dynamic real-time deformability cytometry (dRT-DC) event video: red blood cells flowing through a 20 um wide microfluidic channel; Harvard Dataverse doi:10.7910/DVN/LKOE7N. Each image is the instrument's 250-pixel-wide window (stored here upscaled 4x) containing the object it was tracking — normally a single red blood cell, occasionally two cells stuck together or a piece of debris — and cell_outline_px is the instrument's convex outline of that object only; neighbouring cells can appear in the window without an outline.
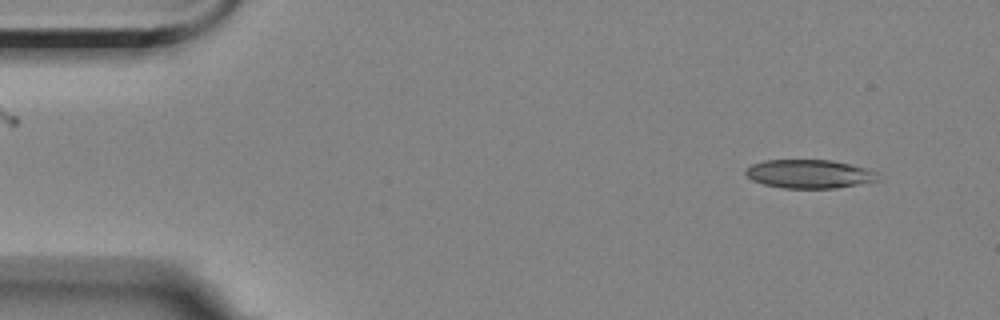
{"species": "Egyptian fruit bat (a non-hibernating species)", "species_latin": "Rousettus aegyptiacus", "temperature_condition": "room temperature", "stored_images_in_passage": 5, "camera_frame_rate_fps": 3000, "um_per_image_px": 0.085, "animal": {"sex": "female"}, "frame": {"image": 1, "passage_image": 2, "time_ms": 1.0, "image_size_px": [1000, 320], "cell_outline_px": [[880, 172], [876, 180], [836, 188], [784, 188], [764, 184], [752, 180], [744, 172], [744, 168], [752, 164], [764, 160], [832, 160], [852, 164], [868, 168]], "centroid_in_image_um": [68.78, 14.77], "position_along_channel_um": 16.2, "area_um2": 22.14}}
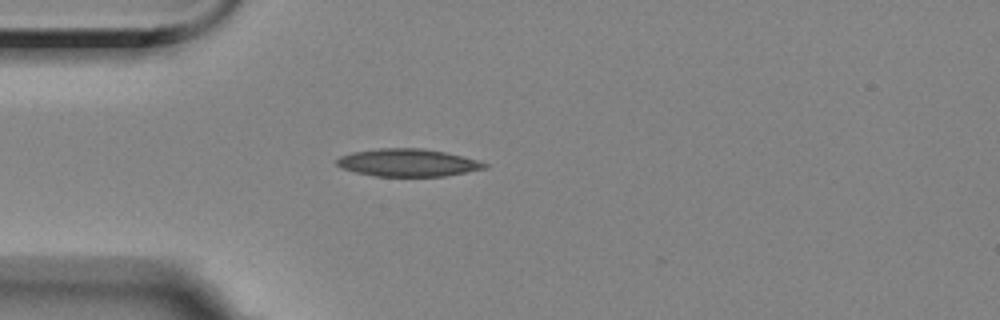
{"frame": {"image": 2, "passage_image": 5, "time_ms": 4.333, "image_size_px": [1000, 320], "cell_outline_px": [[488, 168], [444, 176], [376, 176], [356, 172], [340, 168], [336, 164], [336, 160], [340, 156], [352, 152], [380, 148], [424, 148], [444, 152], [476, 160], [488, 164]], "centroid_in_image_um": [34.64, 13.82], "position_along_channel_um": 50.4, "area_um2": 23.64}}